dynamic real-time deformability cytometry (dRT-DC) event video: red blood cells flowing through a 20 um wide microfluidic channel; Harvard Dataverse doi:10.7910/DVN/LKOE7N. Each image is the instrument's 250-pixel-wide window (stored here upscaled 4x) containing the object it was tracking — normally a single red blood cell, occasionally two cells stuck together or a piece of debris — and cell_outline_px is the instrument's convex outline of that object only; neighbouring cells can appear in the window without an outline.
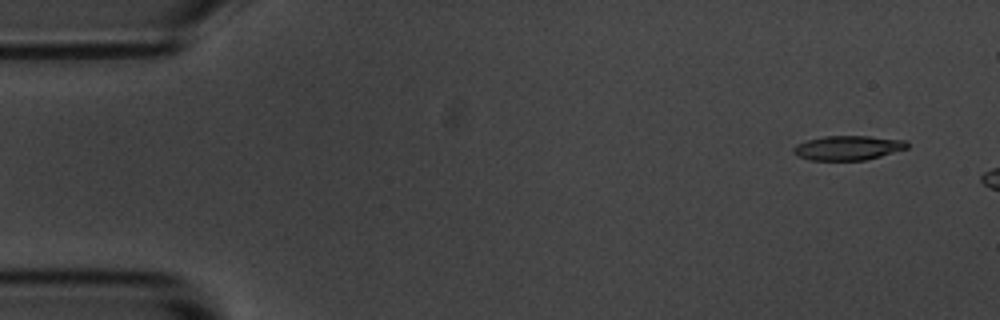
{"species": "common noctule bat (a hibernating species)", "species_latin": "Nyctalus noctula", "temperature_condition": "room temperature", "stored_images_in_passage": 3, "camera_frame_rate_fps": 3000, "um_per_image_px": 0.085, "animal": {"sex": "male", "body_mass_g": 20.1, "forearm_length_mm": 53.5}, "frame": {"image": 1, "passage_image": 1, "time_ms": 0.0, "image_size_px": [1000, 320], "cell_outline_px": [[908, 148], [880, 156], [864, 160], [808, 160], [796, 156], [792, 152], [792, 148], [796, 144], [808, 140], [824, 136], [868, 136], [908, 140]], "centroid_in_image_um": [72.05, 12.56], "position_along_channel_um": 12.9, "area_um2": 16.3}}